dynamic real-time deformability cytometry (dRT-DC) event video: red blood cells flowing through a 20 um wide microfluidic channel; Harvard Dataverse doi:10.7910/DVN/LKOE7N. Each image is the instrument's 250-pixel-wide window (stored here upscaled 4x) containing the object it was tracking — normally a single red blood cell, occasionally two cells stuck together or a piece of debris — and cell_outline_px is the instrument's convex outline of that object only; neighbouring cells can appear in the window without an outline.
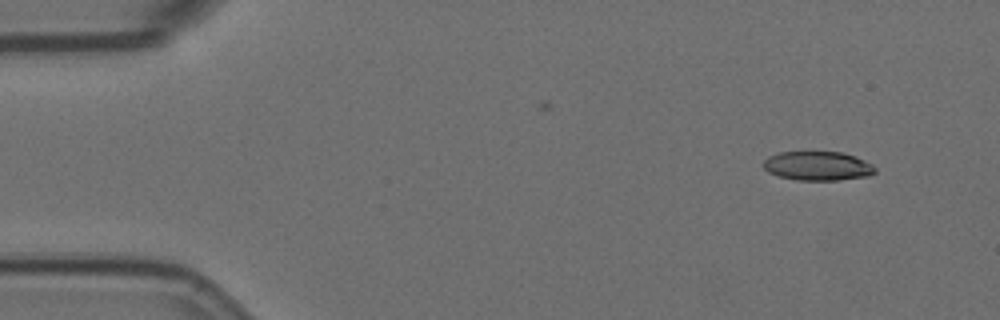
{"species": "Egyptian fruit bat (a non-hibernating species)", "species_latin": "Rousettus aegyptiacus", "temperature_condition": "room temperature", "stored_images_in_passage": 4, "camera_frame_rate_fps": 3000, "um_per_image_px": 0.085, "animal": {"sex": "female"}, "frame": {"image": 1, "passage_image": 1, "time_ms": 0.0, "image_size_px": [1000, 320], "cell_outline_px": [[876, 172], [868, 176], [840, 180], [800, 180], [780, 176], [768, 172], [764, 168], [764, 160], [768, 156], [780, 152], [844, 152], [856, 156], [872, 164], [876, 168]], "centroid_in_image_um": [69.54, 14.1], "position_along_channel_um": 15.5, "area_um2": 18.96}}
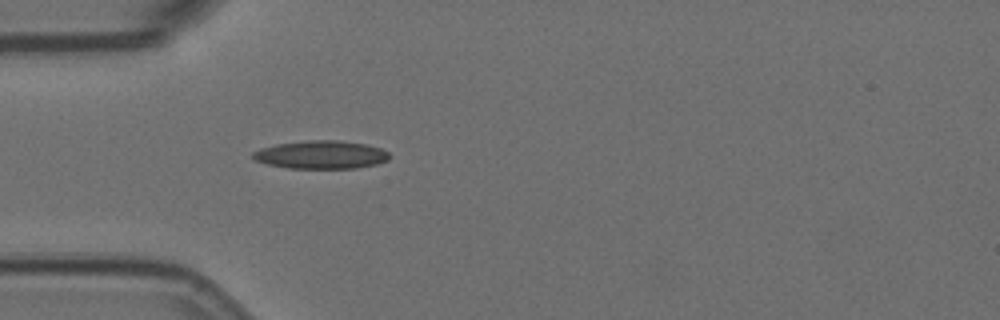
{"frame": {"image": 2, "passage_image": 4, "time_ms": 1.0, "image_size_px": [1000, 320], "cell_outline_px": [[388, 160], [376, 164], [356, 168], [288, 168], [268, 164], [256, 160], [252, 156], [252, 152], [260, 148], [276, 144], [308, 140], [336, 140], [368, 144], [380, 148], [388, 152]], "centroid_in_image_um": [27.28, 13.14], "position_along_channel_um": 57.7, "area_um2": 22.31}}